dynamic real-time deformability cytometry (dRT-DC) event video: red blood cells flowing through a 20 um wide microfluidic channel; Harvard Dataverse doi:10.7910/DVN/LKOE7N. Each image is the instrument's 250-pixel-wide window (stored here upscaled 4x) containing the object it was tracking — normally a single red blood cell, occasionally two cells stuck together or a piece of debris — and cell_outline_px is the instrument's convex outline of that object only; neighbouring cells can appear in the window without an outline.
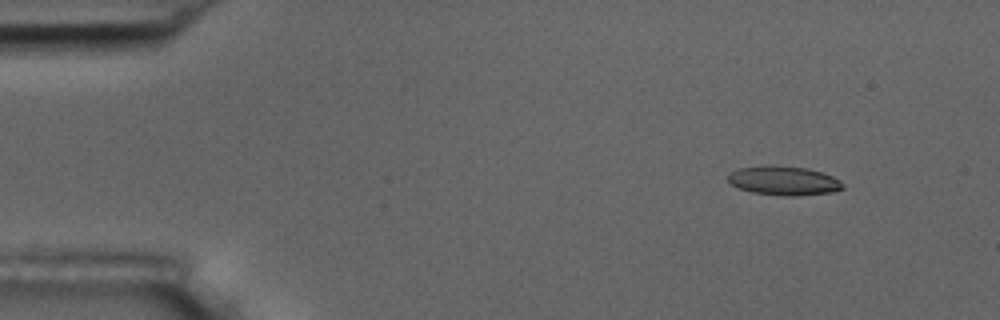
{"species": "common noctule bat (a hibernating species)", "species_latin": "Nyctalus noctula", "temperature_condition": "room temperature", "stored_images_in_passage": 5, "camera_frame_rate_fps": 3000, "um_per_image_px": 0.085, "animal": {"sex": "male", "body_mass_g": 17.5, "forearm_length_mm": 52.3}, "frame": {"image": 1, "passage_image": 1, "time_ms": 0.0, "image_size_px": [1000, 320], "cell_outline_px": [[844, 188], [832, 192], [796, 196], [784, 196], [752, 192], [740, 188], [732, 184], [728, 180], [728, 176], [736, 168], [768, 164], [808, 168], [832, 176], [840, 180], [844, 184]], "centroid_in_image_um": [66.62, 15.34], "position_along_channel_um": 18.4, "area_um2": 19.59}}
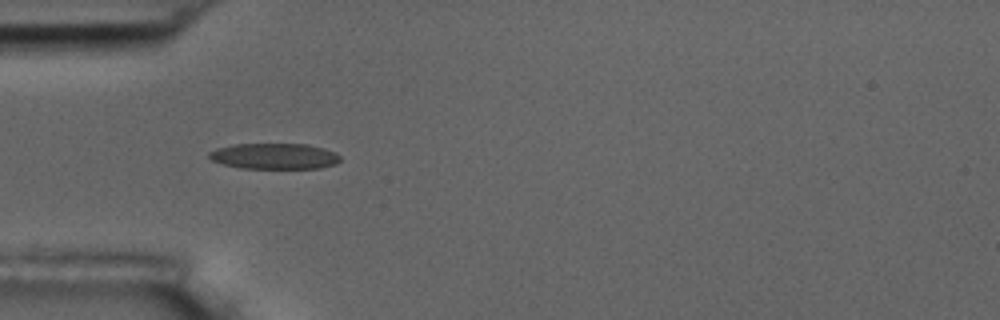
{"frame": {"image": 2, "passage_image": 4, "time_ms": 3.667, "image_size_px": [1000, 320], "cell_outline_px": [[340, 160], [336, 164], [320, 168], [240, 168], [224, 164], [212, 160], [208, 156], [208, 152], [216, 148], [236, 144], [308, 144], [324, 148], [336, 152], [340, 156]], "centroid_in_image_um": [23.34, 13.27], "position_along_channel_um": 61.7, "area_um2": 19.77}}